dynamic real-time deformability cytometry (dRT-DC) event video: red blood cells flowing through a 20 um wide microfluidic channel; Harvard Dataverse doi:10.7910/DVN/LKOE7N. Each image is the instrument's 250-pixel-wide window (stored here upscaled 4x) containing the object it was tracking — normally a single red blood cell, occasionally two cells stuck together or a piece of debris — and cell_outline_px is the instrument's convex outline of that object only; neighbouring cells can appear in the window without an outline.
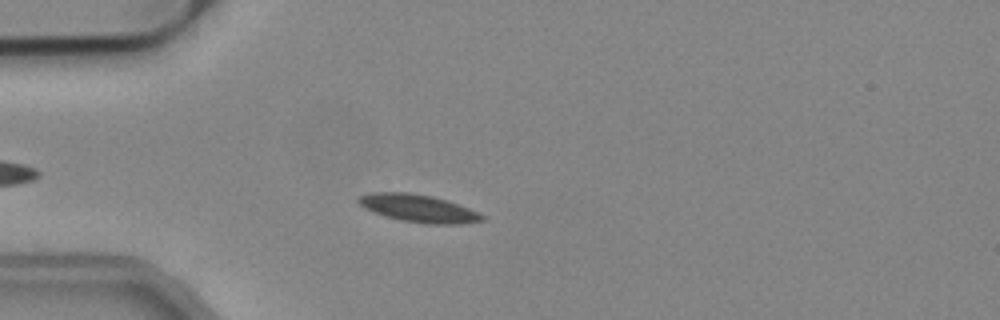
{"species": "common noctule bat (a hibernating species)", "species_latin": "Nyctalus noctula", "temperature_condition": "cold", "stored_images_in_passage": 40, "camera_frame_rate_fps": 3000, "um_per_image_px": 0.085, "animal": {"sex": "male", "body_mass_g": 19.2, "forearm_length_mm": 51.8}, "frame": {"image": 1, "passage_image": 9, "time_ms": 2.667, "image_size_px": [1000, 320], "cell_outline_px": [[484, 220], [460, 224], [424, 224], [400, 220], [364, 208], [356, 200], [360, 196], [372, 192], [408, 192], [432, 196], [468, 208], [484, 216]], "centroid_in_image_um": [35.54, 17.71], "position_along_channel_um": 49.5, "area_um2": 19.54}}
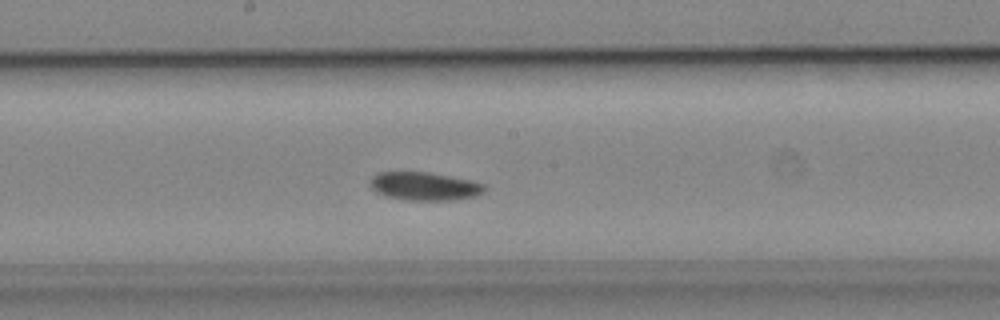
{"frame": {"image": 2, "passage_image": 23, "time_ms": 7.333, "image_size_px": [1000, 320], "cell_outline_px": [[484, 192], [476, 196], [448, 200], [408, 200], [384, 196], [376, 192], [372, 188], [368, 180], [376, 172], [428, 172], [472, 180], [484, 184]], "centroid_in_image_um": [36.04, 15.82], "position_along_channel_um": 212.2, "area_um2": 18.9}}
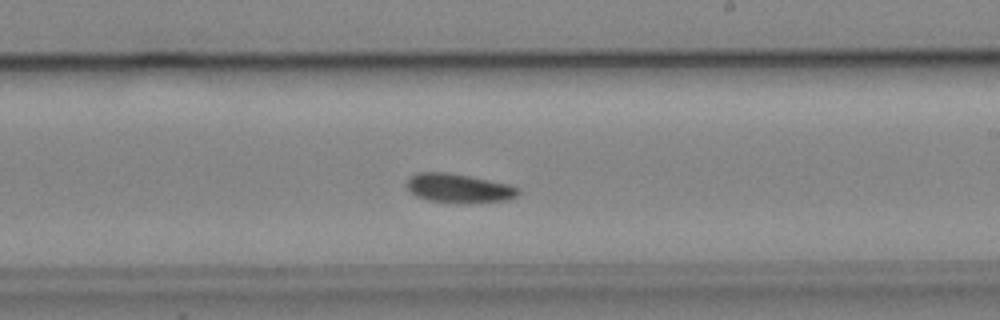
{"frame": {"image": 3, "passage_image": 26, "time_ms": 8.333, "image_size_px": [1000, 320], "cell_outline_px": [[520, 192], [516, 196], [508, 200], [428, 200], [416, 196], [404, 184], [416, 172], [448, 172], [508, 184], [520, 188]], "centroid_in_image_um": [38.96, 15.94], "position_along_channel_um": 250.0, "area_um2": 17.8}, "authors_computed_cell_mechanics": {"area_um2": 18.6405, "velocity_mm_per_s": 3.7999, "shape_relaxation_time_tau1_ms": 1.6849, "shape_relaxation_time_tau2_ms": null, "deformation_change_tau1": 0.0628, "deformation_change_tau2": null}}